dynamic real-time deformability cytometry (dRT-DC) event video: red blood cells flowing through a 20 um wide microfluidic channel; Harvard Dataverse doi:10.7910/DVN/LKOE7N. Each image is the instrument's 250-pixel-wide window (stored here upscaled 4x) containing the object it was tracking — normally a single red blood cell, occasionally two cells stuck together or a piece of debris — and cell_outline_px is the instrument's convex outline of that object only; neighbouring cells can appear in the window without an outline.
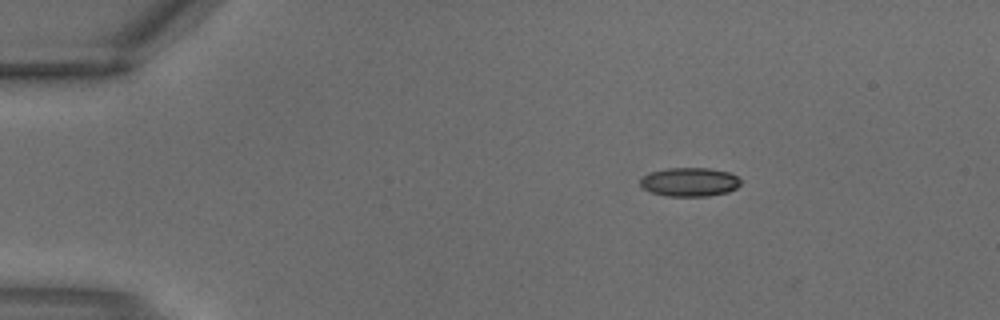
{"species": "common noctule bat (a hibernating species)", "species_latin": "Nyctalus noctula", "temperature_condition": "warm", "stored_images_in_passage": 3, "camera_frame_rate_fps": 3000, "um_per_image_px": 0.085, "animal": {"sex": "male", "body_mass_g": 18.8}, "frame": {"image": 1, "passage_image": 2, "time_ms": 0.333, "image_size_px": [1000, 320], "cell_outline_px": [[740, 184], [736, 188], [728, 192], [708, 196], [668, 196], [652, 192], [644, 188], [640, 184], [640, 180], [648, 172], [668, 168], [708, 168], [728, 172], [736, 176], [740, 180]], "centroid_in_image_um": [58.61, 15.46], "position_along_channel_um": 26.4, "area_um2": 16.76}}